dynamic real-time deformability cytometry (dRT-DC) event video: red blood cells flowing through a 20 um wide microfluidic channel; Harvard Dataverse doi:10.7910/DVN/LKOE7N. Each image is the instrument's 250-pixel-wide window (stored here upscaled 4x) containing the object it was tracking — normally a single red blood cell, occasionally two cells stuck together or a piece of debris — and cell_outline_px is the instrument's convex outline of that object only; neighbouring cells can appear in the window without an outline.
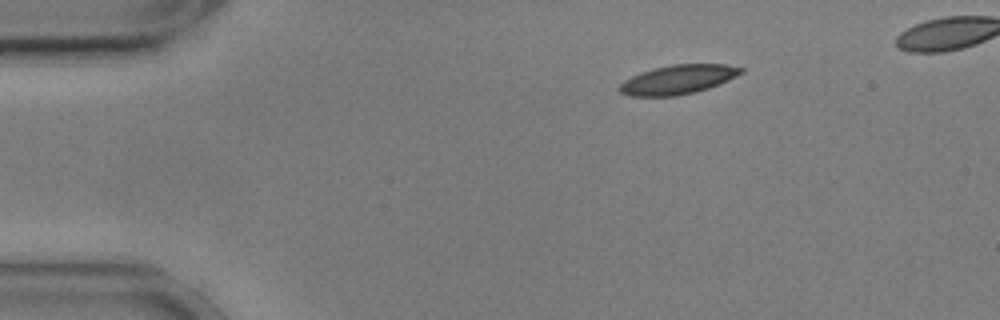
{"species": "common noctule bat (a hibernating species)", "species_latin": "Nyctalus noctula", "temperature_condition": "cold", "stored_images_in_passage": 44, "camera_frame_rate_fps": 3000, "um_per_image_px": 0.085, "animal": {"sex": "male", "body_mass_g": 17.9, "forearm_length_mm": 54.2}, "frame": {"image": 1, "passage_image": 1, "time_ms": 0.0, "image_size_px": [1000, 320], "cell_outline_px": [[744, 72], [720, 84], [696, 92], [676, 96], [628, 96], [620, 92], [616, 88], [624, 80], [640, 72], [652, 68], [672, 64], [724, 64], [744, 68]], "centroid_in_image_um": [57.6, 6.76], "position_along_channel_um": 27.4, "area_um2": 20.87}}
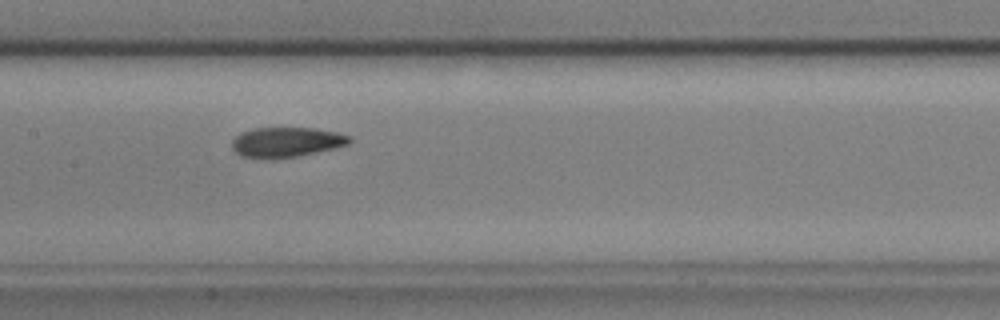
{"frame": {"image": 2, "passage_image": 19, "time_ms": 6.0, "image_size_px": [1000, 320], "cell_outline_px": [[352, 140], [348, 144], [336, 148], [296, 156], [272, 160], [240, 156], [232, 148], [232, 140], [240, 132], [256, 128], [316, 128], [336, 132], [352, 136]], "centroid_in_image_um": [24.34, 12.09], "position_along_channel_um": 183.1, "area_um2": 20.75}}
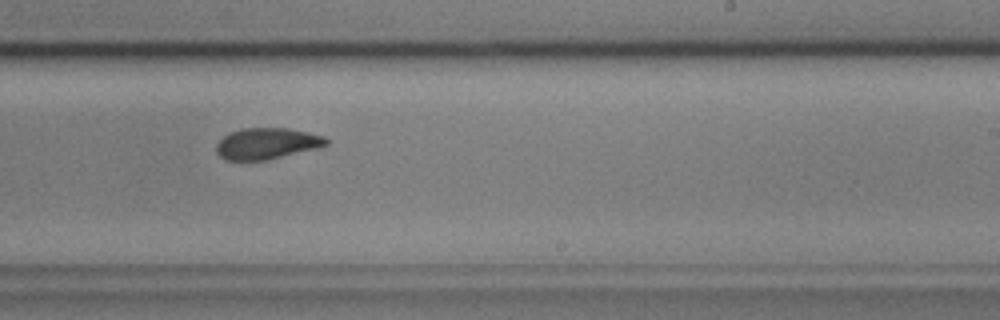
{"frame": {"image": 3, "passage_image": 26, "time_ms": 8.333, "image_size_px": [1000, 320], "cell_outline_px": [[328, 144], [316, 148], [264, 160], [224, 160], [216, 152], [216, 144], [228, 132], [240, 128], [288, 128], [308, 132], [324, 136], [328, 140]], "centroid_in_image_um": [22.64, 12.18], "position_along_channel_um": 266.4, "area_um2": 19.88}}